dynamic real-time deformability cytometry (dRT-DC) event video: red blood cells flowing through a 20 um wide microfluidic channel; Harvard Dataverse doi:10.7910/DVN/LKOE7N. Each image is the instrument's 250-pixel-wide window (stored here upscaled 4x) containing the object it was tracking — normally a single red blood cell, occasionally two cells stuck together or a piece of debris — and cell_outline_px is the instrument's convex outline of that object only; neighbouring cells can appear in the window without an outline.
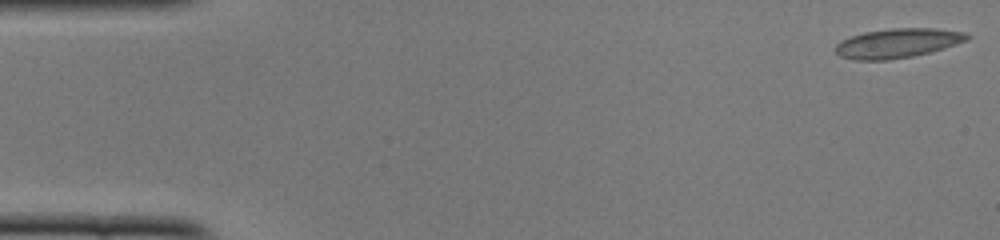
{"species": "common noctule bat (a hibernating species)", "species_latin": "Nyctalus noctula", "temperature_condition": "cold", "stored_images_in_passage": 28, "camera_frame_rate_fps": 3000, "um_per_image_px": 0.085, "animal": {"sex": "female", "body_mass_g": 22.0, "forearm_length_mm": 56.7}, "frame": {"image": 1, "passage_image": 1, "time_ms": 0.0, "image_size_px": [1000, 240], "cell_outline_px": [[972, 36], [968, 40], [944, 48], [912, 56], [888, 60], [856, 60], [840, 56], [836, 52], [836, 44], [840, 40], [864, 32], [892, 28], [936, 28], [968, 32]], "centroid_in_image_um": [76.33, 3.66], "position_along_channel_um": 8.7, "area_um2": 22.6}}
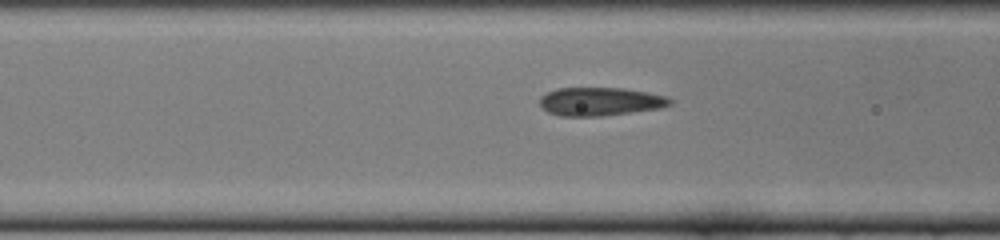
{"frame": {"image": 2, "passage_image": 19, "time_ms": 6.0, "image_size_px": [1000, 240], "cell_outline_px": [[672, 104], [660, 108], [600, 116], [560, 116], [548, 112], [540, 104], [540, 96], [556, 88], [624, 88], [664, 96], [672, 100]], "centroid_in_image_um": [50.98, 8.63], "position_along_channel_um": 115.6, "area_um2": 21.27}}
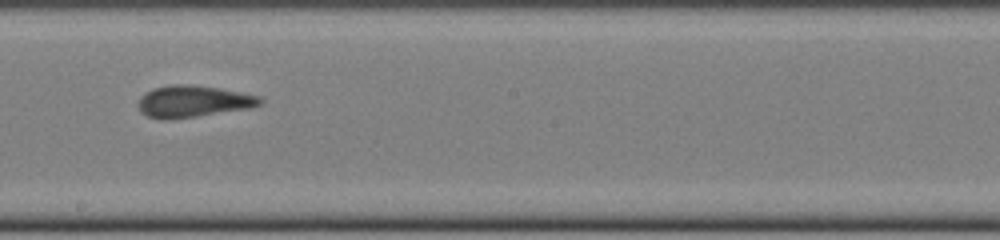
{"frame": {"image": 3, "passage_image": 28, "time_ms": 9.0, "image_size_px": [1000, 240], "cell_outline_px": [[264, 100], [260, 104], [252, 108], [168, 120], [160, 120], [148, 116], [140, 112], [136, 104], [140, 96], [144, 92], [152, 88], [172, 84], [188, 84], [220, 88], [260, 96]], "centroid_in_image_um": [16.37, 8.62], "position_along_channel_um": 231.8, "area_um2": 22.89}}